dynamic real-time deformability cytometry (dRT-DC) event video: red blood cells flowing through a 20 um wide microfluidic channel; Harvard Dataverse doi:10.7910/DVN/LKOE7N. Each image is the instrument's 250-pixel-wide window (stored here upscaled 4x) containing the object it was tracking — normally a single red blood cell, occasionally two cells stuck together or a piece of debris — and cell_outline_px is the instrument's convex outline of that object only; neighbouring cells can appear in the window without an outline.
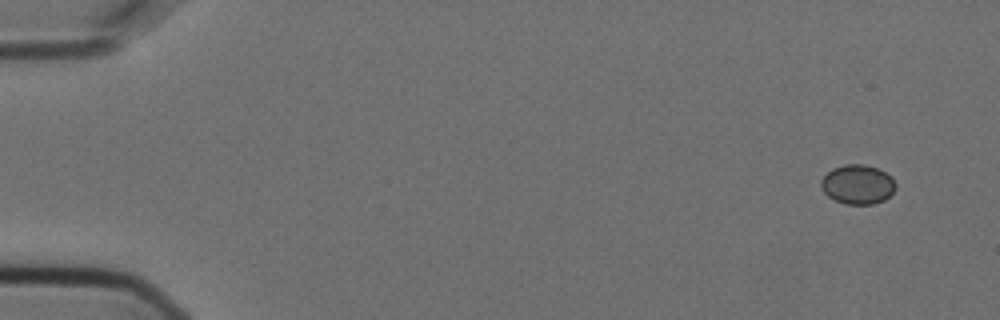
{"species": "Egyptian fruit bat (a non-hibernating species)", "species_latin": "Rousettus aegyptiacus", "temperature_condition": "cold", "stored_images_in_passage": 5, "camera_frame_rate_fps": 3000, "um_per_image_px": 0.085, "animal": {"sex": "female"}, "frame": {"image": 1, "passage_image": 1, "time_ms": 0.0, "image_size_px": [1000, 320], "cell_outline_px": [[896, 188], [884, 200], [872, 204], [848, 204], [836, 200], [828, 196], [824, 192], [820, 184], [820, 180], [832, 168], [844, 164], [864, 164], [876, 168], [892, 176], [896, 184]], "centroid_in_image_um": [72.9, 15.66], "position_along_channel_um": 12.1, "area_um2": 17.05}}
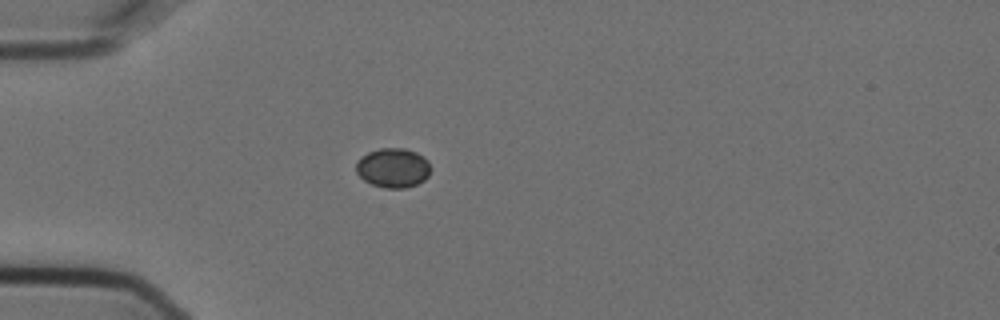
{"frame": {"image": 2, "passage_image": 4, "time_ms": 1.0, "image_size_px": [1000, 320], "cell_outline_px": [[428, 176], [424, 180], [416, 184], [404, 188], [384, 188], [372, 184], [364, 180], [356, 172], [356, 164], [360, 156], [368, 152], [380, 148], [404, 148], [416, 152], [424, 156], [428, 160]], "centroid_in_image_um": [33.38, 14.26], "position_along_channel_um": 51.6, "area_um2": 17.11}}